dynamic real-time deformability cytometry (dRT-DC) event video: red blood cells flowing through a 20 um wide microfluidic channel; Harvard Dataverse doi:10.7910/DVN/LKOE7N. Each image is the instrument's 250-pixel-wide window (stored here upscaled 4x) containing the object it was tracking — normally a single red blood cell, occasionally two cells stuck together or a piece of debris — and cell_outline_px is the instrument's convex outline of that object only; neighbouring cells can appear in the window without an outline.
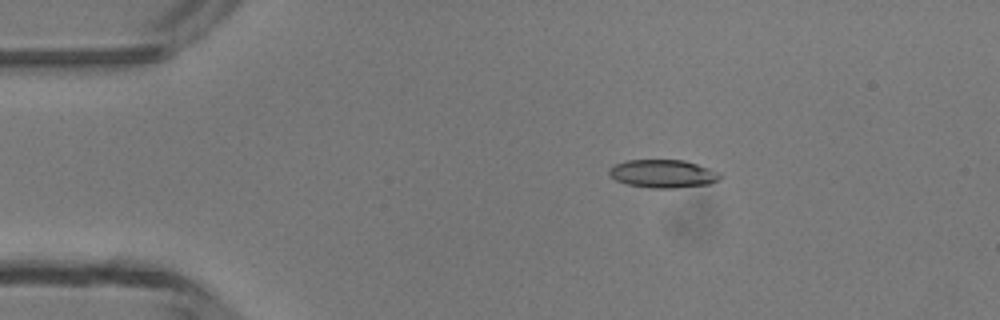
{"species": "common noctule bat (a hibernating species)", "species_latin": "Nyctalus noctula", "temperature_condition": "room temperature", "stored_images_in_passage": 7, "camera_frame_rate_fps": 3000, "um_per_image_px": 0.085, "animal": {"sex": "male", "body_mass_g": 13.3}, "frame": {"image": 1, "passage_image": 3, "time_ms": 2.667, "image_size_px": [1000, 320], "cell_outline_px": [[720, 176], [716, 180], [708, 184], [676, 188], [652, 188], [628, 184], [616, 180], [608, 172], [608, 168], [616, 164], [628, 160], [684, 160], [720, 172]], "centroid_in_image_um": [56.33, 14.76], "position_along_channel_um": 28.7, "area_um2": 17.92}}
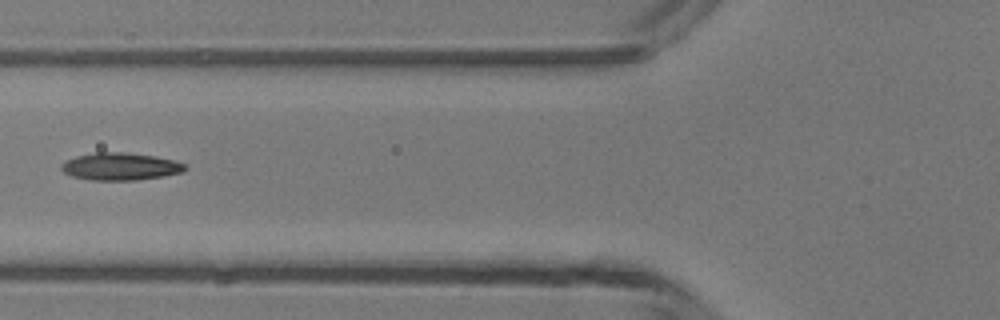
{"frame": {"image": 2, "passage_image": 6, "time_ms": 6.0, "image_size_px": [1000, 320], "cell_outline_px": [[188, 168], [184, 172], [164, 176], [136, 180], [92, 180], [72, 176], [64, 172], [60, 168], [60, 164], [64, 160], [76, 156], [96, 152], [128, 152], [156, 156], [172, 160], [184, 164]], "centroid_in_image_um": [10.22, 14.14], "position_along_channel_um": 115.6, "area_um2": 19.94}}
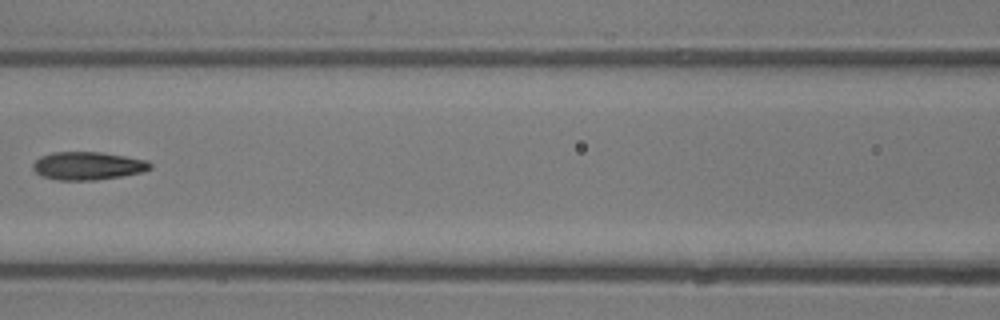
{"frame": {"image": 3, "passage_image": 7, "time_ms": 7.0, "image_size_px": [1000, 320], "cell_outline_px": [[152, 168], [140, 172], [120, 176], [96, 180], [56, 180], [40, 176], [32, 168], [32, 164], [40, 156], [52, 152], [100, 152], [148, 160], [152, 164]], "centroid_in_image_um": [7.43, 14.09], "position_along_channel_um": 159.2, "area_um2": 19.19}}